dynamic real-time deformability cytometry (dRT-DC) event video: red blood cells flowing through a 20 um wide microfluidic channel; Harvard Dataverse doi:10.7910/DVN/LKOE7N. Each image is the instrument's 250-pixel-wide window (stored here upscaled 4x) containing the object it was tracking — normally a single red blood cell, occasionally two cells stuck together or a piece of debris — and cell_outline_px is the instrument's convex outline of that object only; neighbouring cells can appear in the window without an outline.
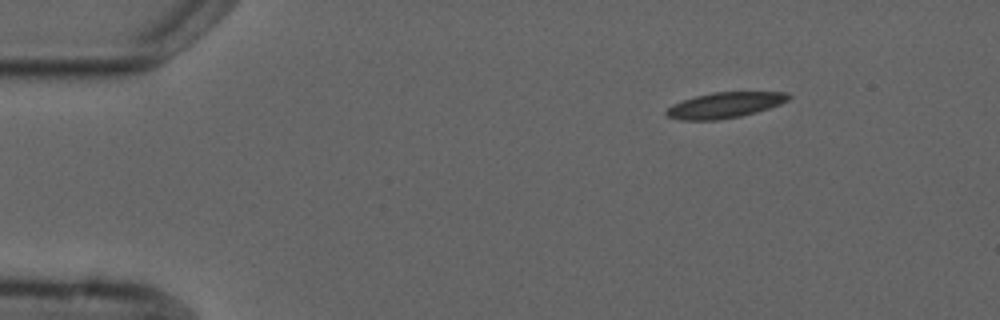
{"species": "common noctule bat (a hibernating species)", "species_latin": "Nyctalus noctula", "temperature_condition": "cold", "stored_images_in_passage": 3, "camera_frame_rate_fps": 3000, "um_per_image_px": 0.085, "animal": {"sex": "male", "forearm_length_mm": 52.5}, "frame": {"image": 1, "passage_image": 1, "time_ms": 0.0, "image_size_px": [1000, 320], "cell_outline_px": [[792, 96], [788, 100], [780, 104], [756, 112], [740, 116], [716, 120], [680, 120], [668, 116], [664, 112], [672, 104], [696, 96], [712, 92], [788, 92]], "centroid_in_image_um": [61.61, 8.93], "position_along_channel_um": 23.4, "area_um2": 18.15}}